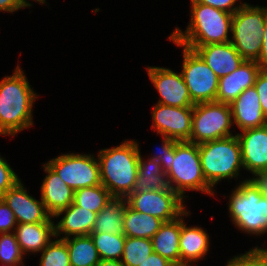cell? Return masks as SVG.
Masks as SVG:
<instances>
[{
  "label": "cell",
  "mask_w": 267,
  "mask_h": 266,
  "mask_svg": "<svg viewBox=\"0 0 267 266\" xmlns=\"http://www.w3.org/2000/svg\"><path fill=\"white\" fill-rule=\"evenodd\" d=\"M38 95L31 89L22 68L0 81V135L15 136L33 125V104Z\"/></svg>",
  "instance_id": "6da1fadb"
},
{
  "label": "cell",
  "mask_w": 267,
  "mask_h": 266,
  "mask_svg": "<svg viewBox=\"0 0 267 266\" xmlns=\"http://www.w3.org/2000/svg\"><path fill=\"white\" fill-rule=\"evenodd\" d=\"M140 149L134 140L99 151L101 184L113 197L126 198L134 190Z\"/></svg>",
  "instance_id": "7a4b0ae2"
},
{
  "label": "cell",
  "mask_w": 267,
  "mask_h": 266,
  "mask_svg": "<svg viewBox=\"0 0 267 266\" xmlns=\"http://www.w3.org/2000/svg\"><path fill=\"white\" fill-rule=\"evenodd\" d=\"M190 23L185 31L176 27L168 37L177 46H202L230 42L232 13L191 2Z\"/></svg>",
  "instance_id": "3957f363"
},
{
  "label": "cell",
  "mask_w": 267,
  "mask_h": 266,
  "mask_svg": "<svg viewBox=\"0 0 267 266\" xmlns=\"http://www.w3.org/2000/svg\"><path fill=\"white\" fill-rule=\"evenodd\" d=\"M228 207L232 222L239 230L256 236L267 233V198L249 179L232 190Z\"/></svg>",
  "instance_id": "277c9868"
},
{
  "label": "cell",
  "mask_w": 267,
  "mask_h": 266,
  "mask_svg": "<svg viewBox=\"0 0 267 266\" xmlns=\"http://www.w3.org/2000/svg\"><path fill=\"white\" fill-rule=\"evenodd\" d=\"M199 155L204 177L212 187L223 179L237 178L240 169H244L240 143L235 134L200 143Z\"/></svg>",
  "instance_id": "5b68a950"
},
{
  "label": "cell",
  "mask_w": 267,
  "mask_h": 266,
  "mask_svg": "<svg viewBox=\"0 0 267 266\" xmlns=\"http://www.w3.org/2000/svg\"><path fill=\"white\" fill-rule=\"evenodd\" d=\"M168 187L183 200L186 190L214 195L213 187L206 181L199 155V144L181 141L175 145L170 170L166 173Z\"/></svg>",
  "instance_id": "8992f818"
},
{
  "label": "cell",
  "mask_w": 267,
  "mask_h": 266,
  "mask_svg": "<svg viewBox=\"0 0 267 266\" xmlns=\"http://www.w3.org/2000/svg\"><path fill=\"white\" fill-rule=\"evenodd\" d=\"M266 18L267 7L246 2L233 14L230 42L244 60H258Z\"/></svg>",
  "instance_id": "52a82bcc"
},
{
  "label": "cell",
  "mask_w": 267,
  "mask_h": 266,
  "mask_svg": "<svg viewBox=\"0 0 267 266\" xmlns=\"http://www.w3.org/2000/svg\"><path fill=\"white\" fill-rule=\"evenodd\" d=\"M230 104L202 102L193 106L192 132L190 142L200 144L233 136Z\"/></svg>",
  "instance_id": "ba28073f"
},
{
  "label": "cell",
  "mask_w": 267,
  "mask_h": 266,
  "mask_svg": "<svg viewBox=\"0 0 267 266\" xmlns=\"http://www.w3.org/2000/svg\"><path fill=\"white\" fill-rule=\"evenodd\" d=\"M181 74L195 104L216 101L219 77L194 50L186 47Z\"/></svg>",
  "instance_id": "9c48e42d"
},
{
  "label": "cell",
  "mask_w": 267,
  "mask_h": 266,
  "mask_svg": "<svg viewBox=\"0 0 267 266\" xmlns=\"http://www.w3.org/2000/svg\"><path fill=\"white\" fill-rule=\"evenodd\" d=\"M47 163L74 191L101 184L99 161L91 154H61Z\"/></svg>",
  "instance_id": "30bf717a"
},
{
  "label": "cell",
  "mask_w": 267,
  "mask_h": 266,
  "mask_svg": "<svg viewBox=\"0 0 267 266\" xmlns=\"http://www.w3.org/2000/svg\"><path fill=\"white\" fill-rule=\"evenodd\" d=\"M126 200L133 210L155 216L164 222L176 219L186 210L183 204L185 201L170 187L162 191L132 192Z\"/></svg>",
  "instance_id": "8fae6325"
},
{
  "label": "cell",
  "mask_w": 267,
  "mask_h": 266,
  "mask_svg": "<svg viewBox=\"0 0 267 266\" xmlns=\"http://www.w3.org/2000/svg\"><path fill=\"white\" fill-rule=\"evenodd\" d=\"M152 109L151 128L155 129L158 135L179 142H190L193 107H175L157 103Z\"/></svg>",
  "instance_id": "7c38bea8"
},
{
  "label": "cell",
  "mask_w": 267,
  "mask_h": 266,
  "mask_svg": "<svg viewBox=\"0 0 267 266\" xmlns=\"http://www.w3.org/2000/svg\"><path fill=\"white\" fill-rule=\"evenodd\" d=\"M147 74L160 95L157 103L175 107H193L188 88L181 72L175 73L170 68L147 67Z\"/></svg>",
  "instance_id": "4fadbf2b"
},
{
  "label": "cell",
  "mask_w": 267,
  "mask_h": 266,
  "mask_svg": "<svg viewBox=\"0 0 267 266\" xmlns=\"http://www.w3.org/2000/svg\"><path fill=\"white\" fill-rule=\"evenodd\" d=\"M1 198L13 211L18 224L54 222L44 203L29 195L21 180Z\"/></svg>",
  "instance_id": "5bb4252c"
},
{
  "label": "cell",
  "mask_w": 267,
  "mask_h": 266,
  "mask_svg": "<svg viewBox=\"0 0 267 266\" xmlns=\"http://www.w3.org/2000/svg\"><path fill=\"white\" fill-rule=\"evenodd\" d=\"M236 136L240 143L244 169L252 175L267 170V125L242 130Z\"/></svg>",
  "instance_id": "9a60e30c"
},
{
  "label": "cell",
  "mask_w": 267,
  "mask_h": 266,
  "mask_svg": "<svg viewBox=\"0 0 267 266\" xmlns=\"http://www.w3.org/2000/svg\"><path fill=\"white\" fill-rule=\"evenodd\" d=\"M180 47L194 50L219 78L232 73L245 61L231 42Z\"/></svg>",
  "instance_id": "2e32d148"
},
{
  "label": "cell",
  "mask_w": 267,
  "mask_h": 266,
  "mask_svg": "<svg viewBox=\"0 0 267 266\" xmlns=\"http://www.w3.org/2000/svg\"><path fill=\"white\" fill-rule=\"evenodd\" d=\"M261 69L256 61L245 60L235 71L220 77L216 102L231 104L241 92L254 86Z\"/></svg>",
  "instance_id": "e0dca14e"
},
{
  "label": "cell",
  "mask_w": 267,
  "mask_h": 266,
  "mask_svg": "<svg viewBox=\"0 0 267 266\" xmlns=\"http://www.w3.org/2000/svg\"><path fill=\"white\" fill-rule=\"evenodd\" d=\"M233 124L240 131L267 125V118L261 108L259 95L254 86L247 88L230 104Z\"/></svg>",
  "instance_id": "ac0fdd59"
},
{
  "label": "cell",
  "mask_w": 267,
  "mask_h": 266,
  "mask_svg": "<svg viewBox=\"0 0 267 266\" xmlns=\"http://www.w3.org/2000/svg\"><path fill=\"white\" fill-rule=\"evenodd\" d=\"M46 176L41 184V201L47 212L54 217L60 210L67 208L74 201V190L59 177L48 164L43 166Z\"/></svg>",
  "instance_id": "d6986e66"
},
{
  "label": "cell",
  "mask_w": 267,
  "mask_h": 266,
  "mask_svg": "<svg viewBox=\"0 0 267 266\" xmlns=\"http://www.w3.org/2000/svg\"><path fill=\"white\" fill-rule=\"evenodd\" d=\"M61 215H64L62 219L54 224L55 237L64 234V236L58 239L90 235L97 217V213L79 207L74 203L60 210L53 218H57Z\"/></svg>",
  "instance_id": "ffe728a7"
},
{
  "label": "cell",
  "mask_w": 267,
  "mask_h": 266,
  "mask_svg": "<svg viewBox=\"0 0 267 266\" xmlns=\"http://www.w3.org/2000/svg\"><path fill=\"white\" fill-rule=\"evenodd\" d=\"M187 209L181 214V233L179 240L181 264H191L205 258L209 251V236L202 227L186 226L184 215L188 217ZM183 217V218H182Z\"/></svg>",
  "instance_id": "44dd1931"
},
{
  "label": "cell",
  "mask_w": 267,
  "mask_h": 266,
  "mask_svg": "<svg viewBox=\"0 0 267 266\" xmlns=\"http://www.w3.org/2000/svg\"><path fill=\"white\" fill-rule=\"evenodd\" d=\"M55 222L21 223L15 227V235L24 255L41 252L55 237Z\"/></svg>",
  "instance_id": "7402d4cb"
},
{
  "label": "cell",
  "mask_w": 267,
  "mask_h": 266,
  "mask_svg": "<svg viewBox=\"0 0 267 266\" xmlns=\"http://www.w3.org/2000/svg\"><path fill=\"white\" fill-rule=\"evenodd\" d=\"M180 233L181 215L174 220L164 222L151 238L153 252L161 255L173 265L181 264Z\"/></svg>",
  "instance_id": "603a6c76"
},
{
  "label": "cell",
  "mask_w": 267,
  "mask_h": 266,
  "mask_svg": "<svg viewBox=\"0 0 267 266\" xmlns=\"http://www.w3.org/2000/svg\"><path fill=\"white\" fill-rule=\"evenodd\" d=\"M128 203L126 198L113 197L111 201L97 213L91 233L123 234L124 214Z\"/></svg>",
  "instance_id": "cb8c5ba5"
},
{
  "label": "cell",
  "mask_w": 267,
  "mask_h": 266,
  "mask_svg": "<svg viewBox=\"0 0 267 266\" xmlns=\"http://www.w3.org/2000/svg\"><path fill=\"white\" fill-rule=\"evenodd\" d=\"M163 223V220L149 214L137 212L127 205L123 219V234L126 237L151 239Z\"/></svg>",
  "instance_id": "d4e9b609"
},
{
  "label": "cell",
  "mask_w": 267,
  "mask_h": 266,
  "mask_svg": "<svg viewBox=\"0 0 267 266\" xmlns=\"http://www.w3.org/2000/svg\"><path fill=\"white\" fill-rule=\"evenodd\" d=\"M168 188L166 173L154 159L143 160L140 152L138 174L133 192L147 190L162 191Z\"/></svg>",
  "instance_id": "484cf974"
},
{
  "label": "cell",
  "mask_w": 267,
  "mask_h": 266,
  "mask_svg": "<svg viewBox=\"0 0 267 266\" xmlns=\"http://www.w3.org/2000/svg\"><path fill=\"white\" fill-rule=\"evenodd\" d=\"M69 253L71 266H97L100 258L90 235L62 239Z\"/></svg>",
  "instance_id": "4316f807"
},
{
  "label": "cell",
  "mask_w": 267,
  "mask_h": 266,
  "mask_svg": "<svg viewBox=\"0 0 267 266\" xmlns=\"http://www.w3.org/2000/svg\"><path fill=\"white\" fill-rule=\"evenodd\" d=\"M113 198L110 192L102 185L85 187L74 191L73 203L95 213L101 211Z\"/></svg>",
  "instance_id": "83f0119b"
},
{
  "label": "cell",
  "mask_w": 267,
  "mask_h": 266,
  "mask_svg": "<svg viewBox=\"0 0 267 266\" xmlns=\"http://www.w3.org/2000/svg\"><path fill=\"white\" fill-rule=\"evenodd\" d=\"M94 246L100 260H121L124 244V234L91 233Z\"/></svg>",
  "instance_id": "f1b7e54d"
},
{
  "label": "cell",
  "mask_w": 267,
  "mask_h": 266,
  "mask_svg": "<svg viewBox=\"0 0 267 266\" xmlns=\"http://www.w3.org/2000/svg\"><path fill=\"white\" fill-rule=\"evenodd\" d=\"M152 252L151 239L125 236L121 262L125 266H139Z\"/></svg>",
  "instance_id": "f546056e"
},
{
  "label": "cell",
  "mask_w": 267,
  "mask_h": 266,
  "mask_svg": "<svg viewBox=\"0 0 267 266\" xmlns=\"http://www.w3.org/2000/svg\"><path fill=\"white\" fill-rule=\"evenodd\" d=\"M24 256L14 232L0 234L1 265L24 266Z\"/></svg>",
  "instance_id": "4dcf8cb0"
},
{
  "label": "cell",
  "mask_w": 267,
  "mask_h": 266,
  "mask_svg": "<svg viewBox=\"0 0 267 266\" xmlns=\"http://www.w3.org/2000/svg\"><path fill=\"white\" fill-rule=\"evenodd\" d=\"M41 252L39 266H71L67 245L62 239L52 240Z\"/></svg>",
  "instance_id": "1f68e13d"
},
{
  "label": "cell",
  "mask_w": 267,
  "mask_h": 266,
  "mask_svg": "<svg viewBox=\"0 0 267 266\" xmlns=\"http://www.w3.org/2000/svg\"><path fill=\"white\" fill-rule=\"evenodd\" d=\"M178 142L179 141L162 135V146H160L161 148L157 149V154L151 157V159L157 160L161 164V167L165 173H167L172 166L175 154V145Z\"/></svg>",
  "instance_id": "d6a6232c"
},
{
  "label": "cell",
  "mask_w": 267,
  "mask_h": 266,
  "mask_svg": "<svg viewBox=\"0 0 267 266\" xmlns=\"http://www.w3.org/2000/svg\"><path fill=\"white\" fill-rule=\"evenodd\" d=\"M233 258L241 266H267V249L256 246Z\"/></svg>",
  "instance_id": "836d02e7"
},
{
  "label": "cell",
  "mask_w": 267,
  "mask_h": 266,
  "mask_svg": "<svg viewBox=\"0 0 267 266\" xmlns=\"http://www.w3.org/2000/svg\"><path fill=\"white\" fill-rule=\"evenodd\" d=\"M20 181L4 157L0 156V198Z\"/></svg>",
  "instance_id": "e575fe53"
},
{
  "label": "cell",
  "mask_w": 267,
  "mask_h": 266,
  "mask_svg": "<svg viewBox=\"0 0 267 266\" xmlns=\"http://www.w3.org/2000/svg\"><path fill=\"white\" fill-rule=\"evenodd\" d=\"M17 224L13 211L8 207L5 201L0 198V234L14 232Z\"/></svg>",
  "instance_id": "d590c367"
},
{
  "label": "cell",
  "mask_w": 267,
  "mask_h": 266,
  "mask_svg": "<svg viewBox=\"0 0 267 266\" xmlns=\"http://www.w3.org/2000/svg\"><path fill=\"white\" fill-rule=\"evenodd\" d=\"M254 87L259 95L264 116L267 118V69H261L258 73Z\"/></svg>",
  "instance_id": "8d00e7d4"
},
{
  "label": "cell",
  "mask_w": 267,
  "mask_h": 266,
  "mask_svg": "<svg viewBox=\"0 0 267 266\" xmlns=\"http://www.w3.org/2000/svg\"><path fill=\"white\" fill-rule=\"evenodd\" d=\"M190 1L209 5L216 9H219V10H222L228 13H232V14H234L244 4V3H241L240 5L237 4L235 6L234 4H236V1L238 0H190Z\"/></svg>",
  "instance_id": "74e56055"
},
{
  "label": "cell",
  "mask_w": 267,
  "mask_h": 266,
  "mask_svg": "<svg viewBox=\"0 0 267 266\" xmlns=\"http://www.w3.org/2000/svg\"><path fill=\"white\" fill-rule=\"evenodd\" d=\"M249 180L255 185L262 196L267 198V170L256 172Z\"/></svg>",
  "instance_id": "f35d334b"
},
{
  "label": "cell",
  "mask_w": 267,
  "mask_h": 266,
  "mask_svg": "<svg viewBox=\"0 0 267 266\" xmlns=\"http://www.w3.org/2000/svg\"><path fill=\"white\" fill-rule=\"evenodd\" d=\"M139 266H173V264L156 252H152Z\"/></svg>",
  "instance_id": "ab89813d"
},
{
  "label": "cell",
  "mask_w": 267,
  "mask_h": 266,
  "mask_svg": "<svg viewBox=\"0 0 267 266\" xmlns=\"http://www.w3.org/2000/svg\"><path fill=\"white\" fill-rule=\"evenodd\" d=\"M262 46L261 51L256 61L262 69H267V18L264 23V33L261 36Z\"/></svg>",
  "instance_id": "60d3db41"
},
{
  "label": "cell",
  "mask_w": 267,
  "mask_h": 266,
  "mask_svg": "<svg viewBox=\"0 0 267 266\" xmlns=\"http://www.w3.org/2000/svg\"><path fill=\"white\" fill-rule=\"evenodd\" d=\"M21 9L14 0H0V12L5 11V12H15Z\"/></svg>",
  "instance_id": "b9f144b4"
},
{
  "label": "cell",
  "mask_w": 267,
  "mask_h": 266,
  "mask_svg": "<svg viewBox=\"0 0 267 266\" xmlns=\"http://www.w3.org/2000/svg\"><path fill=\"white\" fill-rule=\"evenodd\" d=\"M97 266H125L121 260H100Z\"/></svg>",
  "instance_id": "7bdbcfd3"
},
{
  "label": "cell",
  "mask_w": 267,
  "mask_h": 266,
  "mask_svg": "<svg viewBox=\"0 0 267 266\" xmlns=\"http://www.w3.org/2000/svg\"><path fill=\"white\" fill-rule=\"evenodd\" d=\"M15 3L20 7V8H26V7H31L33 4L27 2V0H14ZM36 2H39L40 4L46 3V0H33Z\"/></svg>",
  "instance_id": "ee69618b"
},
{
  "label": "cell",
  "mask_w": 267,
  "mask_h": 266,
  "mask_svg": "<svg viewBox=\"0 0 267 266\" xmlns=\"http://www.w3.org/2000/svg\"><path fill=\"white\" fill-rule=\"evenodd\" d=\"M226 266H241L234 258L228 260Z\"/></svg>",
  "instance_id": "f6af8a7d"
},
{
  "label": "cell",
  "mask_w": 267,
  "mask_h": 266,
  "mask_svg": "<svg viewBox=\"0 0 267 266\" xmlns=\"http://www.w3.org/2000/svg\"><path fill=\"white\" fill-rule=\"evenodd\" d=\"M173 266H193L191 264H178V265H173Z\"/></svg>",
  "instance_id": "bcb514c9"
}]
</instances>
